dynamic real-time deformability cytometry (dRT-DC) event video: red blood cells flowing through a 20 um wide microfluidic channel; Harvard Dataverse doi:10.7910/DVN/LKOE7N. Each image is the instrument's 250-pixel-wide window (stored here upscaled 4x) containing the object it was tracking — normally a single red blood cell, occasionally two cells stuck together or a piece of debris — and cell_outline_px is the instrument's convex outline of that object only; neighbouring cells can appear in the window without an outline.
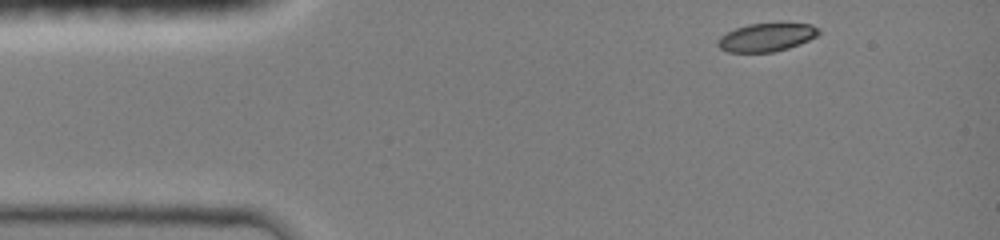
{"species": "common noctule bat (a hibernating species)", "species_latin": "Nyctalus noctula", "temperature_condition": "room temperature", "stored_images_in_passage": 38, "camera_frame_rate_fps": 3000, "um_per_image_px": 0.085, "animal": {"sex": "female", "body_mass_g": 19.0, "forearm_length_mm": 51.5}, "frame": {"image": 1, "passage_image": 1, "time_ms": 0.0, "image_size_px": [1000, 240], "cell_outline_px": [[820, 32], [816, 36], [808, 40], [788, 48], [772, 52], [728, 52], [720, 48], [716, 44], [716, 40], [720, 36], [736, 28], [748, 24], [812, 24], [820, 28]], "centroid_in_image_um": [65.12, 3.18], "position_along_channel_um": 19.9, "area_um2": 16.42}}
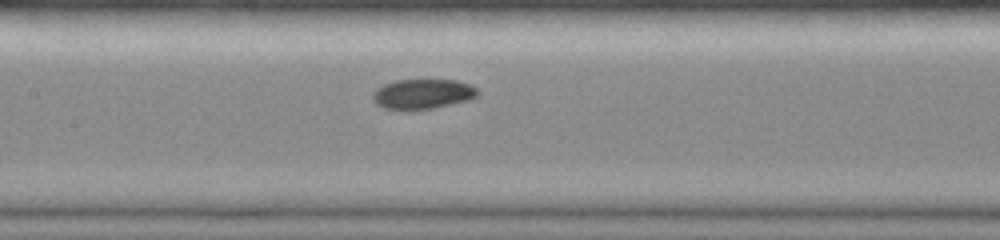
{"frame": {"image": 2, "passage_image": 17, "time_ms": 5.333, "image_size_px": [1000, 240], "cell_outline_px": [[480, 92], [476, 96], [468, 100], [432, 108], [384, 108], [376, 104], [372, 100], [372, 92], [376, 88], [384, 84], [396, 80], [456, 80], [472, 84]], "centroid_in_image_um": [35.93, 7.96], "position_along_channel_um": 171.5, "area_um2": 18.03}}
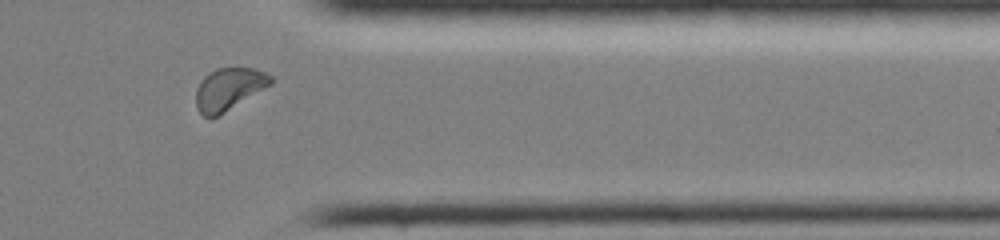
{"frame": {"image": 3, "passage_image": 33, "time_ms": 10.667, "image_size_px": [1000, 240], "cell_outline_px": [[276, 80], [272, 84], [224, 112], [216, 116], [204, 116], [196, 108], [196, 88], [200, 80], [208, 72], [216, 68], [252, 68], [264, 72], [272, 76]], "centroid_in_image_um": [19.45, 7.54], "position_along_channel_um": 392.0, "area_um2": 18.32}, "authors_computed_cell_mechanics": {"area_um2": 18.1492, "velocity_mm_per_s": 4.1602, "shape_relaxation_time_tau1_ms": 3.3668, "shape_relaxation_time_tau2_ms": null, "deformation_change_tau1": 0.0951, "deformation_change_tau2": null}}